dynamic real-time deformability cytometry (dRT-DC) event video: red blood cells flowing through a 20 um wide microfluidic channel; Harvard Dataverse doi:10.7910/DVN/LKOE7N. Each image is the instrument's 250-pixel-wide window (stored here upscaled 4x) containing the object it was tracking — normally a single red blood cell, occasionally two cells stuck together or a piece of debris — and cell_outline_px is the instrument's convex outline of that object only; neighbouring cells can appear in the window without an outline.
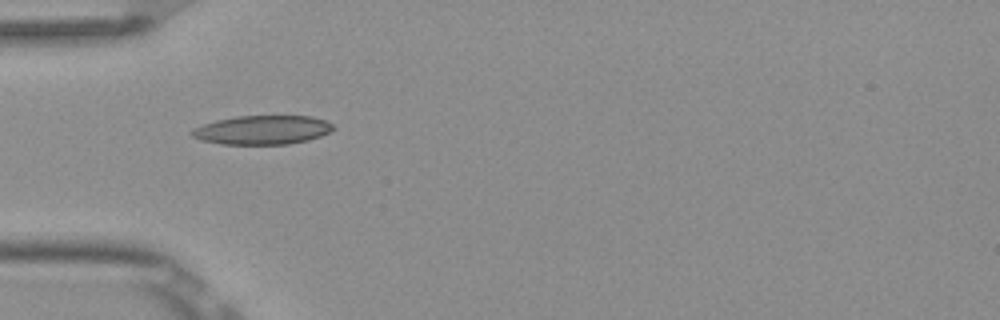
{"species": "Egyptian fruit bat (a non-hibernating species)", "species_latin": "Rousettus aegyptiacus", "temperature_condition": "room temperature", "stored_images_in_passage": 10, "camera_frame_rate_fps": 3000, "um_per_image_px": 0.085, "frame": {"image": 1, "passage_image": 5, "time_ms": 1.333, "image_size_px": [1000, 320], "cell_outline_px": [[332, 128], [328, 132], [320, 136], [308, 140], [288, 144], [220, 144], [200, 140], [192, 136], [192, 132], [196, 128], [204, 124], [216, 120], [236, 116], [312, 116], [324, 120], [332, 124]], "centroid_in_image_um": [22.29, 11.04], "position_along_channel_um": 62.7, "area_um2": 23.58}}
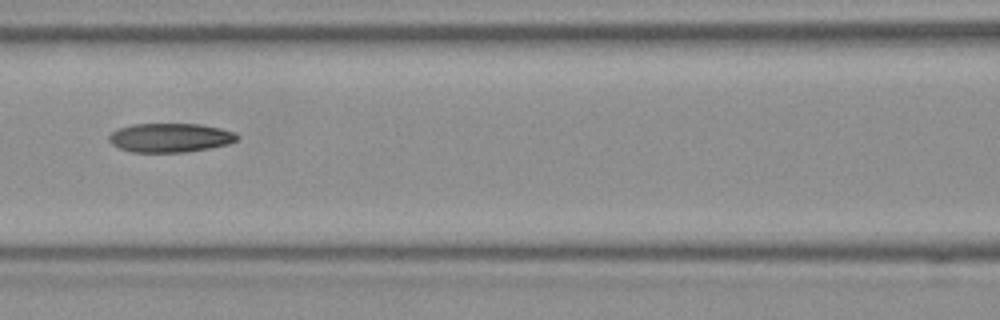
{"frame": {"image": 2, "passage_image": 7, "time_ms": 2.0, "image_size_px": [1000, 320], "cell_outline_px": [[240, 136], [236, 140], [228, 144], [208, 148], [184, 152], [132, 152], [120, 148], [112, 144], [108, 140], [108, 136], [112, 132], [120, 128], [132, 124], [200, 124], [220, 128], [236, 132]], "centroid_in_image_um": [14.47, 11.7], "position_along_channel_um": 152.1, "area_um2": 21.62}}
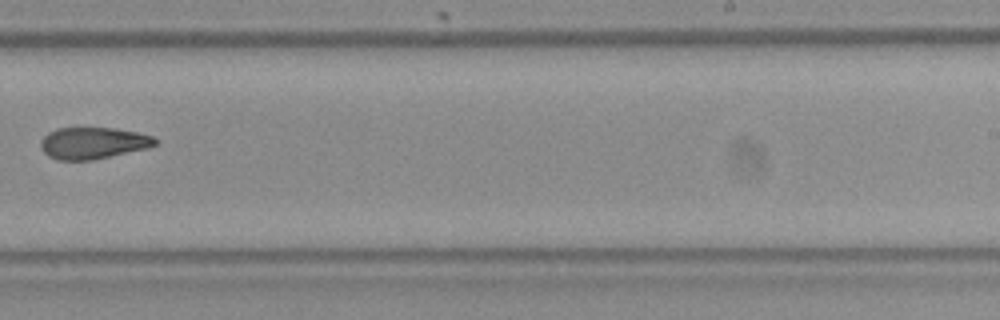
{"frame": {"image": 3, "passage_image": 10, "time_ms": 3.0, "image_size_px": [1000, 320], "cell_outline_px": [[156, 144], [148, 148], [92, 160], [56, 160], [48, 156], [40, 148], [40, 140], [48, 132], [56, 128], [116, 128], [136, 132], [152, 136], [156, 140]], "centroid_in_image_um": [7.86, 12.16], "position_along_channel_um": 281.1, "area_um2": 21.15}}